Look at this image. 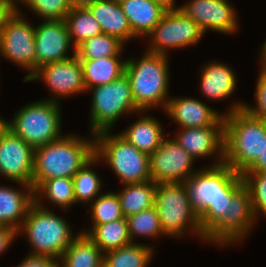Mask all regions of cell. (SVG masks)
<instances>
[{"mask_svg":"<svg viewBox=\"0 0 266 267\" xmlns=\"http://www.w3.org/2000/svg\"><path fill=\"white\" fill-rule=\"evenodd\" d=\"M183 183L205 240L226 218L228 202L244 185L242 174L225 163L207 165Z\"/></svg>","mask_w":266,"mask_h":267,"instance_id":"cell-1","label":"cell"},{"mask_svg":"<svg viewBox=\"0 0 266 267\" xmlns=\"http://www.w3.org/2000/svg\"><path fill=\"white\" fill-rule=\"evenodd\" d=\"M237 101L224 113V163L243 174L262 155L266 122L248 114Z\"/></svg>","mask_w":266,"mask_h":267,"instance_id":"cell-2","label":"cell"},{"mask_svg":"<svg viewBox=\"0 0 266 267\" xmlns=\"http://www.w3.org/2000/svg\"><path fill=\"white\" fill-rule=\"evenodd\" d=\"M64 135L60 139L35 148L32 188L44 180L73 178L75 173L95 155V137Z\"/></svg>","mask_w":266,"mask_h":267,"instance_id":"cell-3","label":"cell"},{"mask_svg":"<svg viewBox=\"0 0 266 267\" xmlns=\"http://www.w3.org/2000/svg\"><path fill=\"white\" fill-rule=\"evenodd\" d=\"M143 55L139 60L128 58L125 68L136 107L142 112L157 107L165 110L170 98L168 55L149 51Z\"/></svg>","mask_w":266,"mask_h":267,"instance_id":"cell-4","label":"cell"},{"mask_svg":"<svg viewBox=\"0 0 266 267\" xmlns=\"http://www.w3.org/2000/svg\"><path fill=\"white\" fill-rule=\"evenodd\" d=\"M72 231L66 219L46 209L43 203H34L17 231V236L22 233L27 237L28 243L33 247L29 255L59 260L79 234L74 235Z\"/></svg>","mask_w":266,"mask_h":267,"instance_id":"cell-5","label":"cell"},{"mask_svg":"<svg viewBox=\"0 0 266 267\" xmlns=\"http://www.w3.org/2000/svg\"><path fill=\"white\" fill-rule=\"evenodd\" d=\"M154 207L165 236L180 239L188 232L204 242L199 218L191 208L183 182L156 184Z\"/></svg>","mask_w":266,"mask_h":267,"instance_id":"cell-6","label":"cell"},{"mask_svg":"<svg viewBox=\"0 0 266 267\" xmlns=\"http://www.w3.org/2000/svg\"><path fill=\"white\" fill-rule=\"evenodd\" d=\"M94 137L95 155L114 171L123 185L151 180L148 154L129 144L119 133L102 131Z\"/></svg>","mask_w":266,"mask_h":267,"instance_id":"cell-7","label":"cell"},{"mask_svg":"<svg viewBox=\"0 0 266 267\" xmlns=\"http://www.w3.org/2000/svg\"><path fill=\"white\" fill-rule=\"evenodd\" d=\"M59 104L42 99L22 106L9 120V130L34 148L60 139L64 135Z\"/></svg>","mask_w":266,"mask_h":267,"instance_id":"cell-8","label":"cell"},{"mask_svg":"<svg viewBox=\"0 0 266 267\" xmlns=\"http://www.w3.org/2000/svg\"><path fill=\"white\" fill-rule=\"evenodd\" d=\"M90 91L92 102L89 114V134L111 131L124 114L142 113L136 107L130 82L125 73L111 83L89 88L86 93Z\"/></svg>","mask_w":266,"mask_h":267,"instance_id":"cell-9","label":"cell"},{"mask_svg":"<svg viewBox=\"0 0 266 267\" xmlns=\"http://www.w3.org/2000/svg\"><path fill=\"white\" fill-rule=\"evenodd\" d=\"M15 6V12L0 30V56L26 69L23 82L36 71L35 26Z\"/></svg>","mask_w":266,"mask_h":267,"instance_id":"cell-10","label":"cell"},{"mask_svg":"<svg viewBox=\"0 0 266 267\" xmlns=\"http://www.w3.org/2000/svg\"><path fill=\"white\" fill-rule=\"evenodd\" d=\"M205 33L180 9H169L148 35L147 51L167 55L169 49H180L198 44Z\"/></svg>","mask_w":266,"mask_h":267,"instance_id":"cell-11","label":"cell"},{"mask_svg":"<svg viewBox=\"0 0 266 267\" xmlns=\"http://www.w3.org/2000/svg\"><path fill=\"white\" fill-rule=\"evenodd\" d=\"M256 220L249 190L243 185L228 202L226 218L204 241L219 247L240 243L248 237Z\"/></svg>","mask_w":266,"mask_h":267,"instance_id":"cell-12","label":"cell"},{"mask_svg":"<svg viewBox=\"0 0 266 267\" xmlns=\"http://www.w3.org/2000/svg\"><path fill=\"white\" fill-rule=\"evenodd\" d=\"M36 80L43 81L52 94L45 100L59 102L62 97L86 93L82 65L76 55L63 61L42 65L26 82Z\"/></svg>","mask_w":266,"mask_h":267,"instance_id":"cell-13","label":"cell"},{"mask_svg":"<svg viewBox=\"0 0 266 267\" xmlns=\"http://www.w3.org/2000/svg\"><path fill=\"white\" fill-rule=\"evenodd\" d=\"M194 162L195 158L180 147L174 138L165 137L149 155L150 178L156 184L184 182L196 172L197 169H193Z\"/></svg>","mask_w":266,"mask_h":267,"instance_id":"cell-14","label":"cell"},{"mask_svg":"<svg viewBox=\"0 0 266 267\" xmlns=\"http://www.w3.org/2000/svg\"><path fill=\"white\" fill-rule=\"evenodd\" d=\"M204 33L212 30L222 34H234L238 28L236 9L229 0H190L179 8Z\"/></svg>","mask_w":266,"mask_h":267,"instance_id":"cell-15","label":"cell"},{"mask_svg":"<svg viewBox=\"0 0 266 267\" xmlns=\"http://www.w3.org/2000/svg\"><path fill=\"white\" fill-rule=\"evenodd\" d=\"M35 148L10 130L0 137V175L32 186Z\"/></svg>","mask_w":266,"mask_h":267,"instance_id":"cell-16","label":"cell"},{"mask_svg":"<svg viewBox=\"0 0 266 267\" xmlns=\"http://www.w3.org/2000/svg\"><path fill=\"white\" fill-rule=\"evenodd\" d=\"M35 53L36 70L44 64L63 61L76 55L65 20H41L35 27Z\"/></svg>","mask_w":266,"mask_h":267,"instance_id":"cell-17","label":"cell"},{"mask_svg":"<svg viewBox=\"0 0 266 267\" xmlns=\"http://www.w3.org/2000/svg\"><path fill=\"white\" fill-rule=\"evenodd\" d=\"M173 138L195 159L214 156L211 165L224 163V126L181 128Z\"/></svg>","mask_w":266,"mask_h":267,"instance_id":"cell-18","label":"cell"},{"mask_svg":"<svg viewBox=\"0 0 266 267\" xmlns=\"http://www.w3.org/2000/svg\"><path fill=\"white\" fill-rule=\"evenodd\" d=\"M164 113L179 125L180 129L224 126V114L196 98L171 97Z\"/></svg>","mask_w":266,"mask_h":267,"instance_id":"cell-19","label":"cell"},{"mask_svg":"<svg viewBox=\"0 0 266 267\" xmlns=\"http://www.w3.org/2000/svg\"><path fill=\"white\" fill-rule=\"evenodd\" d=\"M16 184L23 190L12 186H0V224L18 231L29 208L35 203V198L32 186L20 182Z\"/></svg>","mask_w":266,"mask_h":267,"instance_id":"cell-20","label":"cell"},{"mask_svg":"<svg viewBox=\"0 0 266 267\" xmlns=\"http://www.w3.org/2000/svg\"><path fill=\"white\" fill-rule=\"evenodd\" d=\"M200 91L211 100H224L231 97L237 89V77L234 70L219 61L205 63L201 68Z\"/></svg>","mask_w":266,"mask_h":267,"instance_id":"cell-21","label":"cell"},{"mask_svg":"<svg viewBox=\"0 0 266 267\" xmlns=\"http://www.w3.org/2000/svg\"><path fill=\"white\" fill-rule=\"evenodd\" d=\"M86 8L99 23L102 33L117 37L125 45L129 40L136 38L119 2L98 0L87 5Z\"/></svg>","mask_w":266,"mask_h":267,"instance_id":"cell-22","label":"cell"},{"mask_svg":"<svg viewBox=\"0 0 266 267\" xmlns=\"http://www.w3.org/2000/svg\"><path fill=\"white\" fill-rule=\"evenodd\" d=\"M120 5L136 38L147 37L168 10L156 0H123Z\"/></svg>","mask_w":266,"mask_h":267,"instance_id":"cell-23","label":"cell"},{"mask_svg":"<svg viewBox=\"0 0 266 267\" xmlns=\"http://www.w3.org/2000/svg\"><path fill=\"white\" fill-rule=\"evenodd\" d=\"M143 113L144 117L141 116L119 134L139 151L150 155L161 145L165 135L161 122L155 117L146 115V111Z\"/></svg>","mask_w":266,"mask_h":267,"instance_id":"cell-24","label":"cell"},{"mask_svg":"<svg viewBox=\"0 0 266 267\" xmlns=\"http://www.w3.org/2000/svg\"><path fill=\"white\" fill-rule=\"evenodd\" d=\"M120 57L79 59L86 91L92 87L111 83L121 77L125 73L127 59H120Z\"/></svg>","mask_w":266,"mask_h":267,"instance_id":"cell-25","label":"cell"},{"mask_svg":"<svg viewBox=\"0 0 266 267\" xmlns=\"http://www.w3.org/2000/svg\"><path fill=\"white\" fill-rule=\"evenodd\" d=\"M60 267H103V252L80 232L59 259Z\"/></svg>","mask_w":266,"mask_h":267,"instance_id":"cell-26","label":"cell"},{"mask_svg":"<svg viewBox=\"0 0 266 267\" xmlns=\"http://www.w3.org/2000/svg\"><path fill=\"white\" fill-rule=\"evenodd\" d=\"M91 227L80 232L85 233L103 254L132 243L125 217L105 224H92Z\"/></svg>","mask_w":266,"mask_h":267,"instance_id":"cell-27","label":"cell"},{"mask_svg":"<svg viewBox=\"0 0 266 267\" xmlns=\"http://www.w3.org/2000/svg\"><path fill=\"white\" fill-rule=\"evenodd\" d=\"M156 183L152 180L142 183L125 184L121 192L116 193L122 214L125 218L148 210L154 206Z\"/></svg>","mask_w":266,"mask_h":267,"instance_id":"cell-28","label":"cell"},{"mask_svg":"<svg viewBox=\"0 0 266 267\" xmlns=\"http://www.w3.org/2000/svg\"><path fill=\"white\" fill-rule=\"evenodd\" d=\"M35 203H42L47 199L55 206L64 209L65 212L76 204L73 190V179L69 177H58L44 180L34 190ZM43 198V199H42Z\"/></svg>","mask_w":266,"mask_h":267,"instance_id":"cell-29","label":"cell"},{"mask_svg":"<svg viewBox=\"0 0 266 267\" xmlns=\"http://www.w3.org/2000/svg\"><path fill=\"white\" fill-rule=\"evenodd\" d=\"M153 246L130 243L103 254V267H147L154 255Z\"/></svg>","mask_w":266,"mask_h":267,"instance_id":"cell-30","label":"cell"},{"mask_svg":"<svg viewBox=\"0 0 266 267\" xmlns=\"http://www.w3.org/2000/svg\"><path fill=\"white\" fill-rule=\"evenodd\" d=\"M101 160L94 155L73 176V190L76 204H90L101 195L102 180L91 166L99 164Z\"/></svg>","mask_w":266,"mask_h":267,"instance_id":"cell-31","label":"cell"},{"mask_svg":"<svg viewBox=\"0 0 266 267\" xmlns=\"http://www.w3.org/2000/svg\"><path fill=\"white\" fill-rule=\"evenodd\" d=\"M64 20L75 49L85 40L102 33L99 23L86 7H72Z\"/></svg>","mask_w":266,"mask_h":267,"instance_id":"cell-32","label":"cell"},{"mask_svg":"<svg viewBox=\"0 0 266 267\" xmlns=\"http://www.w3.org/2000/svg\"><path fill=\"white\" fill-rule=\"evenodd\" d=\"M125 44L117 37L101 33L85 40L76 48L79 59H100L104 57L122 56Z\"/></svg>","mask_w":266,"mask_h":267,"instance_id":"cell-33","label":"cell"},{"mask_svg":"<svg viewBox=\"0 0 266 267\" xmlns=\"http://www.w3.org/2000/svg\"><path fill=\"white\" fill-rule=\"evenodd\" d=\"M126 220L132 242H136L134 240L135 237H148L153 239L159 236H165L161 229L158 212L154 206L148 210L131 215Z\"/></svg>","mask_w":266,"mask_h":267,"instance_id":"cell-34","label":"cell"},{"mask_svg":"<svg viewBox=\"0 0 266 267\" xmlns=\"http://www.w3.org/2000/svg\"><path fill=\"white\" fill-rule=\"evenodd\" d=\"M92 224H105L124 218L119 198L115 192H105L89 204Z\"/></svg>","mask_w":266,"mask_h":267,"instance_id":"cell-35","label":"cell"},{"mask_svg":"<svg viewBox=\"0 0 266 267\" xmlns=\"http://www.w3.org/2000/svg\"><path fill=\"white\" fill-rule=\"evenodd\" d=\"M21 2V3H20ZM25 5L42 21L64 20L72 9L69 0H15V6Z\"/></svg>","mask_w":266,"mask_h":267,"instance_id":"cell-36","label":"cell"},{"mask_svg":"<svg viewBox=\"0 0 266 267\" xmlns=\"http://www.w3.org/2000/svg\"><path fill=\"white\" fill-rule=\"evenodd\" d=\"M244 185L248 188L256 218L266 215V172H244Z\"/></svg>","mask_w":266,"mask_h":267,"instance_id":"cell-37","label":"cell"},{"mask_svg":"<svg viewBox=\"0 0 266 267\" xmlns=\"http://www.w3.org/2000/svg\"><path fill=\"white\" fill-rule=\"evenodd\" d=\"M254 100L255 106L252 107L244 103L243 109L250 115L266 122V76L258 73L256 80Z\"/></svg>","mask_w":266,"mask_h":267,"instance_id":"cell-38","label":"cell"},{"mask_svg":"<svg viewBox=\"0 0 266 267\" xmlns=\"http://www.w3.org/2000/svg\"><path fill=\"white\" fill-rule=\"evenodd\" d=\"M17 267H60L59 260L48 256L27 255Z\"/></svg>","mask_w":266,"mask_h":267,"instance_id":"cell-39","label":"cell"},{"mask_svg":"<svg viewBox=\"0 0 266 267\" xmlns=\"http://www.w3.org/2000/svg\"><path fill=\"white\" fill-rule=\"evenodd\" d=\"M17 237V231L9 226L0 227V254L8 250Z\"/></svg>","mask_w":266,"mask_h":267,"instance_id":"cell-40","label":"cell"},{"mask_svg":"<svg viewBox=\"0 0 266 267\" xmlns=\"http://www.w3.org/2000/svg\"><path fill=\"white\" fill-rule=\"evenodd\" d=\"M14 12L15 0H0V30Z\"/></svg>","mask_w":266,"mask_h":267,"instance_id":"cell-41","label":"cell"},{"mask_svg":"<svg viewBox=\"0 0 266 267\" xmlns=\"http://www.w3.org/2000/svg\"><path fill=\"white\" fill-rule=\"evenodd\" d=\"M245 172H266V139L262 155Z\"/></svg>","mask_w":266,"mask_h":267,"instance_id":"cell-42","label":"cell"},{"mask_svg":"<svg viewBox=\"0 0 266 267\" xmlns=\"http://www.w3.org/2000/svg\"><path fill=\"white\" fill-rule=\"evenodd\" d=\"M260 70H259V74L266 76V40L264 41V44L261 47V52H260Z\"/></svg>","mask_w":266,"mask_h":267,"instance_id":"cell-43","label":"cell"},{"mask_svg":"<svg viewBox=\"0 0 266 267\" xmlns=\"http://www.w3.org/2000/svg\"><path fill=\"white\" fill-rule=\"evenodd\" d=\"M72 7H86L91 3H95L98 0H69Z\"/></svg>","mask_w":266,"mask_h":267,"instance_id":"cell-44","label":"cell"},{"mask_svg":"<svg viewBox=\"0 0 266 267\" xmlns=\"http://www.w3.org/2000/svg\"><path fill=\"white\" fill-rule=\"evenodd\" d=\"M9 131V121L0 116V137Z\"/></svg>","mask_w":266,"mask_h":267,"instance_id":"cell-45","label":"cell"},{"mask_svg":"<svg viewBox=\"0 0 266 267\" xmlns=\"http://www.w3.org/2000/svg\"><path fill=\"white\" fill-rule=\"evenodd\" d=\"M161 3L166 9H179L180 7L176 6V0H156Z\"/></svg>","mask_w":266,"mask_h":267,"instance_id":"cell-46","label":"cell"},{"mask_svg":"<svg viewBox=\"0 0 266 267\" xmlns=\"http://www.w3.org/2000/svg\"><path fill=\"white\" fill-rule=\"evenodd\" d=\"M113 1H115V2H119V3H120V2L123 1V0H113Z\"/></svg>","mask_w":266,"mask_h":267,"instance_id":"cell-47","label":"cell"}]
</instances>
